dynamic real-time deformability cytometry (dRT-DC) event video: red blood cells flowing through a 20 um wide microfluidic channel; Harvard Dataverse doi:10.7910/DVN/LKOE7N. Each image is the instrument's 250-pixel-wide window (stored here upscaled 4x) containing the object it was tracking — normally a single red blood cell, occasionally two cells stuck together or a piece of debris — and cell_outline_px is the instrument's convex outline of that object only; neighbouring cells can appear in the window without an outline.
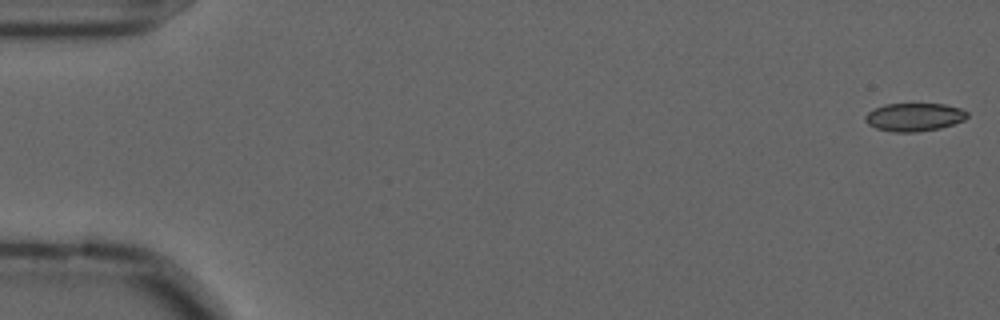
{"species": "common noctule bat (a hibernating species)", "species_latin": "Nyctalus noctula", "temperature_condition": "cold", "stored_images_in_passage": 57, "camera_frame_rate_fps": 3000, "um_per_image_px": 0.085, "animal": {"sex": "male", "forearm_length_mm": 52.5}, "frame": {"image": 1, "passage_image": 1, "time_ms": 0.0, "image_size_px": [1000, 320], "cell_outline_px": [[968, 116], [964, 120], [940, 128], [916, 132], [892, 132], [876, 128], [868, 124], [864, 120], [864, 116], [872, 108], [884, 104], [944, 104], [960, 108], [968, 112]], "centroid_in_image_um": [77.67, 9.95], "position_along_channel_um": 7.3, "area_um2": 16.82}}
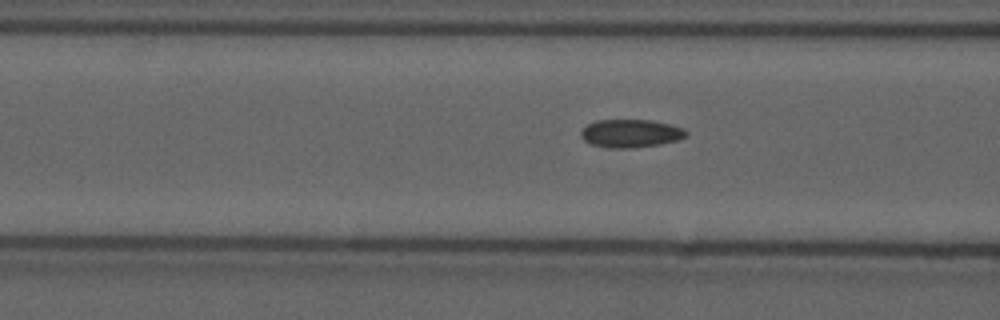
{"frame": {"image": 2, "passage_image": 22, "time_ms": 7.0, "image_size_px": [1000, 320], "cell_outline_px": [[688, 136], [676, 140], [660, 144], [632, 148], [612, 148], [588, 144], [580, 136], [580, 132], [588, 124], [596, 120], [652, 120], [684, 128], [688, 132]], "centroid_in_image_um": [53.6, 11.34], "position_along_channel_um": 113.0, "area_um2": 17.28}}
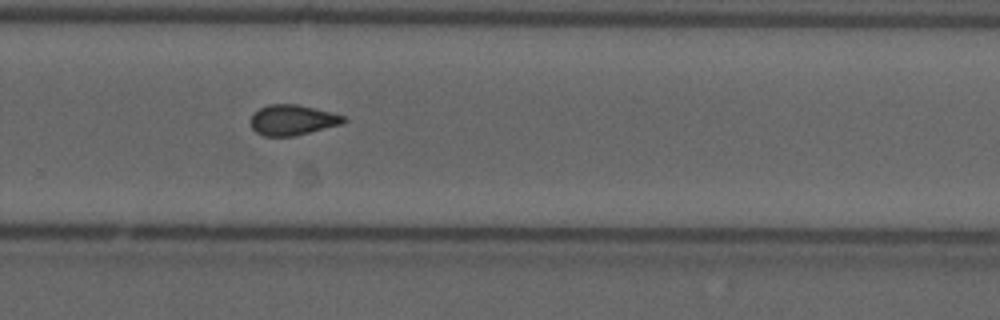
{"frame": {"image": 3, "passage_image": 38, "time_ms": 12.333, "image_size_px": [1000, 320], "cell_outline_px": [[348, 120], [344, 124], [292, 136], [264, 136], [256, 132], [252, 128], [252, 116], [260, 108], [268, 104], [296, 104], [344, 116]], "centroid_in_image_um": [24.88, 10.21], "position_along_channel_um": 304.9, "area_um2": 16.18}, "authors_computed_cell_mechanics": {"area_um2": 16.762, "velocity_mm_per_s": 3.6051, "shape_relaxation_time_tau1_ms": null, "shape_relaxation_time_tau2_ms": 3.1163, "deformation_change_tau1": null, "deformation_change_tau2": 0.0849}}